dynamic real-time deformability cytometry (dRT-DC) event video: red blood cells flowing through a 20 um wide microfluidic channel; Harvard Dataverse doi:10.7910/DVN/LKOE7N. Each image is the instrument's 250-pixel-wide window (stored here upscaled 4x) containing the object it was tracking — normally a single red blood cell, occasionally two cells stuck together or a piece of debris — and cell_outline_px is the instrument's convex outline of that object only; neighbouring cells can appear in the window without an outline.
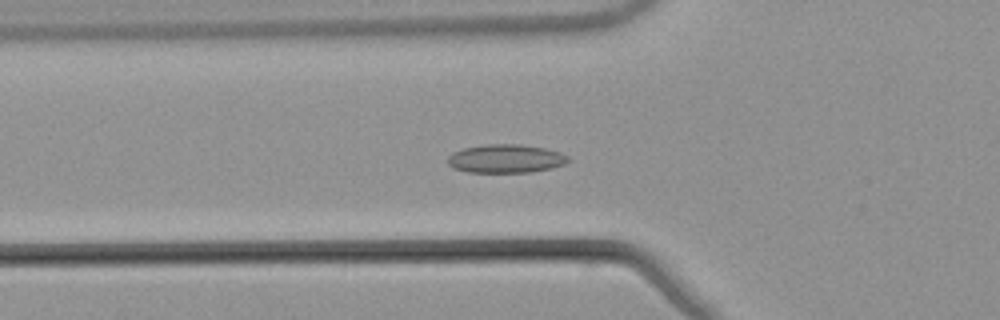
{"species": "common noctule bat (a hibernating species)", "species_latin": "Nyctalus noctula", "temperature_condition": "warm", "stored_images_in_passage": 48, "camera_frame_rate_fps": 3000, "um_per_image_px": 0.085, "animal": {"sex": "male", "body_mass_g": 21.5, "forearm_length_mm": 52.0}, "frame": {"image": 1, "passage_image": 13, "time_ms": 4.0, "image_size_px": [1000, 320], "cell_outline_px": [[572, 160], [564, 164], [552, 168], [528, 172], [468, 172], [452, 168], [448, 164], [448, 156], [452, 152], [464, 148], [488, 144], [520, 144], [544, 148], [560, 152], [568, 156]], "centroid_in_image_um": [42.99, 13.48], "position_along_channel_um": 82.8, "area_um2": 20.06}}
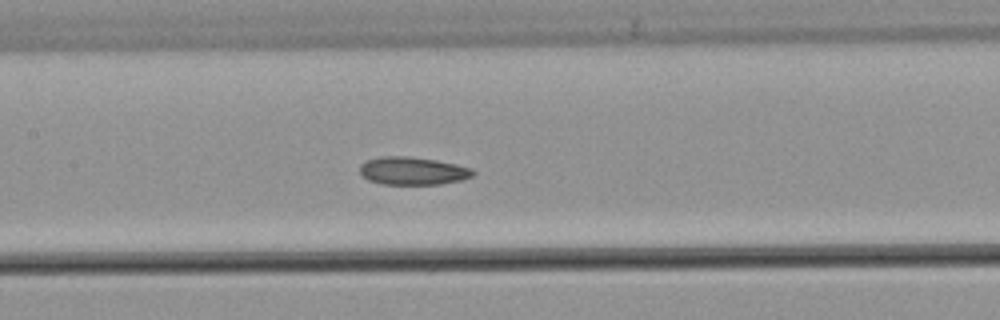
{"frame": {"image": 2, "passage_image": 20, "time_ms": 6.333, "image_size_px": [1000, 320], "cell_outline_px": [[476, 172], [472, 176], [464, 180], [440, 184], [380, 184], [368, 180], [360, 172], [360, 164], [368, 160], [384, 156], [408, 156], [436, 160], [456, 164], [472, 168]], "centroid_in_image_um": [35.12, 14.53], "position_along_channel_um": 172.3, "area_um2": 18.44}}
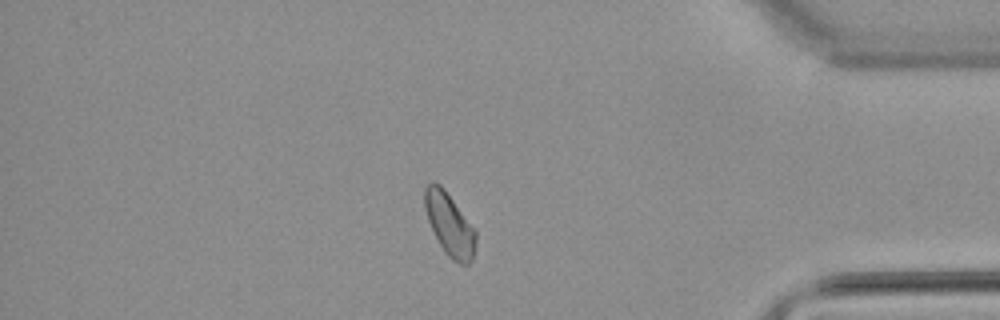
{"frame": {"image": 3, "passage_image": 40, "time_ms": 13.0, "image_size_px": [1000, 320], "cell_outline_px": [[476, 244], [472, 260], [468, 264], [460, 264], [452, 260], [444, 252], [428, 220], [424, 208], [424, 188], [432, 180], [440, 184], [444, 188], [476, 232]], "centroid_in_image_um": [38.19, 19.07], "position_along_channel_um": 397.0, "area_um2": 18.44}, "authors_computed_cell_mechanics": {"area_um2": 18.5538, "velocity_mm_per_s": 3.8295, "shape_relaxation_time_tau1_ms": null, "shape_relaxation_time_tau2_ms": 4.939, "deformation_change_tau1": null, "deformation_change_tau2": 0.0837}}